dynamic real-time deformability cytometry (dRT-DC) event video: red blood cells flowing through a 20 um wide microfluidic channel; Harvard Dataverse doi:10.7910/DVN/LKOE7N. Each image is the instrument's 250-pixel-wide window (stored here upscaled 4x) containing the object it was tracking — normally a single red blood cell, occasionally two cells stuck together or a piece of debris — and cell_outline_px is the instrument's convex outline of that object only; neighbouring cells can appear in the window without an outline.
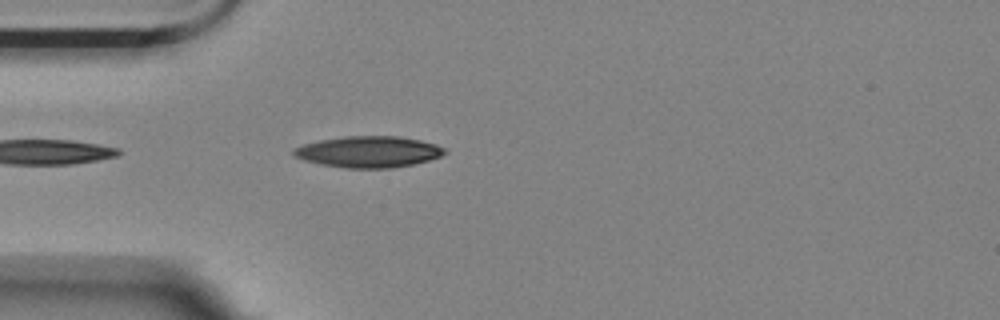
{"species": "Egyptian fruit bat (a non-hibernating species)", "species_latin": "Rousettus aegyptiacus", "temperature_condition": "room temperature", "stored_images_in_passage": 1, "camera_frame_rate_fps": 3000, "um_per_image_px": 0.085, "animal": {"sex": "female"}, "frame": {"image": 1, "passage_image": 1, "time_ms": 0.0, "image_size_px": [1000, 320], "cell_outline_px": [[448, 152], [440, 156], [428, 160], [412, 164], [392, 168], [348, 168], [320, 164], [304, 160], [292, 156], [292, 152], [296, 148], [304, 144], [320, 140], [344, 136], [396, 136], [420, 140], [436, 144], [444, 148]], "centroid_in_image_um": [31.32, 12.9], "position_along_channel_um": 53.7, "area_um2": 27.4}}